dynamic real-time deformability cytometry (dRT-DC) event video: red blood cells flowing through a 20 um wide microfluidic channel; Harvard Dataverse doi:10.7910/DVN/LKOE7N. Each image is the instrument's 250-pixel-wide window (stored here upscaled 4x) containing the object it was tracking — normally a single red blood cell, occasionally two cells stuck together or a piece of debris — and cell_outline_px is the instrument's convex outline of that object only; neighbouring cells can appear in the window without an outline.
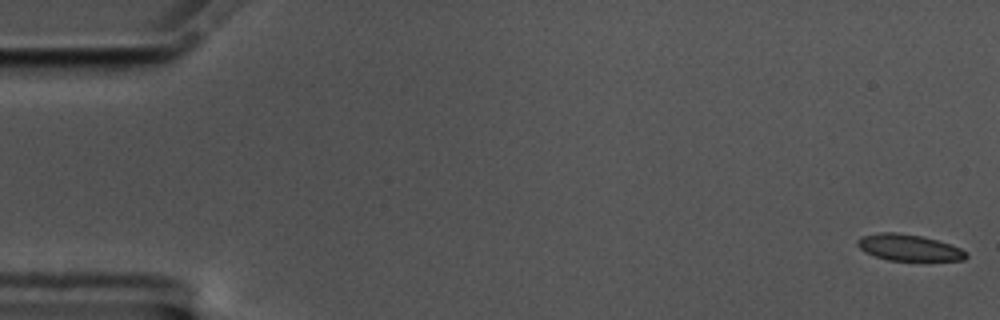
{"species": "common noctule bat (a hibernating species)", "species_latin": "Nyctalus noctula", "temperature_condition": "cold", "stored_images_in_passage": 58, "camera_frame_rate_fps": 3000, "um_per_image_px": 0.085, "animal": {"sex": "male", "body_mass_g": 17.5, "forearm_length_mm": 52.3}, "frame": {"image": 1, "passage_image": 1, "time_ms": 0.0, "image_size_px": [1000, 320], "cell_outline_px": [[968, 256], [964, 260], [888, 260], [864, 252], [856, 244], [856, 240], [860, 236], [880, 232], [896, 232], [920, 236], [936, 240], [960, 248]], "centroid_in_image_um": [77.18, 21.03], "position_along_channel_um": 7.8, "area_um2": 16.47}}
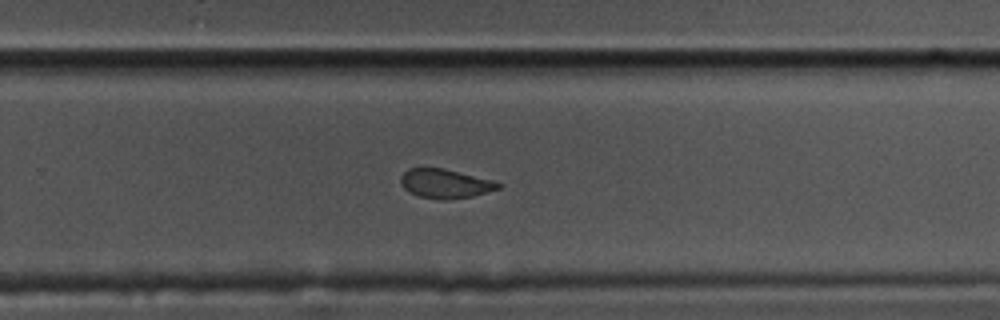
{"frame": {"image": 2, "passage_image": 38, "time_ms": 12.333, "image_size_px": [1000, 320], "cell_outline_px": [[504, 184], [500, 188], [472, 196], [444, 200], [440, 200], [420, 196], [408, 192], [404, 188], [400, 180], [400, 176], [408, 168], [444, 168], [492, 180]], "centroid_in_image_um": [37.83, 15.6], "position_along_channel_um": 292.0, "area_um2": 16.53}}
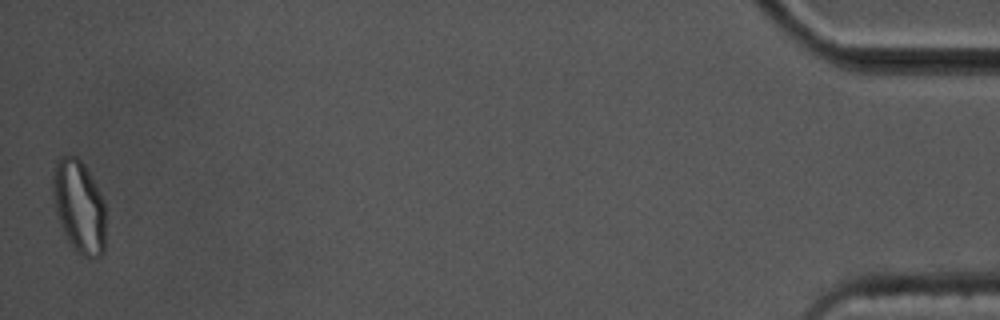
{"frame": {"image": 3, "passage_image": 58, "time_ms": 19.0, "image_size_px": [1000, 320], "cell_outline_px": [[104, 252], [100, 256], [88, 260], [76, 252], [72, 248], [56, 216], [52, 192], [52, 176], [56, 160], [60, 156], [76, 156], [84, 164], [104, 200]], "centroid_in_image_um": [6.7, 17.58], "position_along_channel_um": 428.5, "area_um2": 28.84}, "authors_computed_cell_mechanics": {"area_um2": 17.4556, "velocity_mm_per_s": 3.4474, "shape_relaxation_time_tau1_ms": null, "shape_relaxation_time_tau2_ms": 1.2515, "deformation_change_tau1": null, "deformation_change_tau2": 0.0639}}